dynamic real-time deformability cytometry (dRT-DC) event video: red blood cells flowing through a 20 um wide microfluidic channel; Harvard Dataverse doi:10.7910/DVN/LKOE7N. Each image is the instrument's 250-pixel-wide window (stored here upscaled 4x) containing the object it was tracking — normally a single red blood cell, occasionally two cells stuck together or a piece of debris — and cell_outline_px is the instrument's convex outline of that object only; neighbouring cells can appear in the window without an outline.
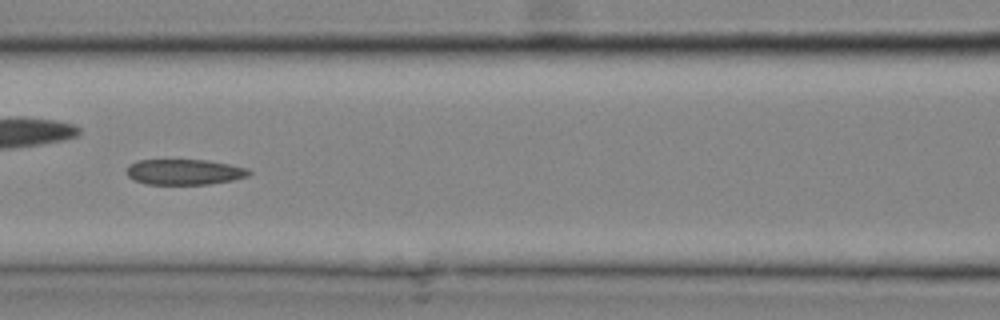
{"species": "common noctule bat (a hibernating species)", "species_latin": "Nyctalus noctula", "temperature_condition": "cold", "stored_images_in_passage": 28, "camera_frame_rate_fps": 3000, "um_per_image_px": 0.085, "animal": {"sex": "male", "body_mass_g": 20.4}, "frame": {"image": 1, "passage_image": 13, "time_ms": 4.0, "image_size_px": [1000, 320], "cell_outline_px": [[252, 172], [248, 176], [232, 180], [208, 184], [144, 184], [128, 176], [124, 172], [128, 164], [136, 160], [208, 160], [248, 168]], "centroid_in_image_um": [15.63, 14.61], "position_along_channel_um": 151.0, "area_um2": 18.32}}